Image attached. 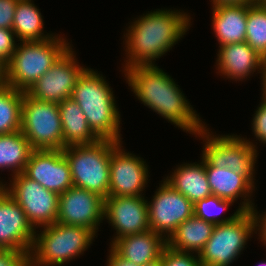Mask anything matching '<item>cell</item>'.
Masks as SVG:
<instances>
[{"mask_svg":"<svg viewBox=\"0 0 266 266\" xmlns=\"http://www.w3.org/2000/svg\"><path fill=\"white\" fill-rule=\"evenodd\" d=\"M123 72L139 101L168 122L192 135L206 127L179 85L159 66H135Z\"/></svg>","mask_w":266,"mask_h":266,"instance_id":"obj_1","label":"cell"},{"mask_svg":"<svg viewBox=\"0 0 266 266\" xmlns=\"http://www.w3.org/2000/svg\"><path fill=\"white\" fill-rule=\"evenodd\" d=\"M190 21V15L180 9H156L135 18L123 37L127 60L122 64V71L135 66L157 65L155 61L184 37L192 25Z\"/></svg>","mask_w":266,"mask_h":266,"instance_id":"obj_2","label":"cell"},{"mask_svg":"<svg viewBox=\"0 0 266 266\" xmlns=\"http://www.w3.org/2000/svg\"><path fill=\"white\" fill-rule=\"evenodd\" d=\"M113 93L105 77L87 67L75 85L71 98L80 106L89 127L100 140L123 142L121 115Z\"/></svg>","mask_w":266,"mask_h":266,"instance_id":"obj_3","label":"cell"},{"mask_svg":"<svg viewBox=\"0 0 266 266\" xmlns=\"http://www.w3.org/2000/svg\"><path fill=\"white\" fill-rule=\"evenodd\" d=\"M58 35L41 41H20L7 62V84L26 92L42 77L71 47Z\"/></svg>","mask_w":266,"mask_h":266,"instance_id":"obj_4","label":"cell"},{"mask_svg":"<svg viewBox=\"0 0 266 266\" xmlns=\"http://www.w3.org/2000/svg\"><path fill=\"white\" fill-rule=\"evenodd\" d=\"M43 230V231H42ZM36 231L29 254L30 266H61L80 257L96 234L85 227L55 222Z\"/></svg>","mask_w":266,"mask_h":266,"instance_id":"obj_5","label":"cell"},{"mask_svg":"<svg viewBox=\"0 0 266 266\" xmlns=\"http://www.w3.org/2000/svg\"><path fill=\"white\" fill-rule=\"evenodd\" d=\"M118 142L99 140L92 144L70 145L62 151L67 159L74 187L109 197L110 156Z\"/></svg>","mask_w":266,"mask_h":266,"instance_id":"obj_6","label":"cell"},{"mask_svg":"<svg viewBox=\"0 0 266 266\" xmlns=\"http://www.w3.org/2000/svg\"><path fill=\"white\" fill-rule=\"evenodd\" d=\"M207 127L206 125L194 136L200 137L205 142L201 155L212 166L227 168L244 175L255 186L254 168L259 154L257 145L240 135H213Z\"/></svg>","mask_w":266,"mask_h":266,"instance_id":"obj_7","label":"cell"},{"mask_svg":"<svg viewBox=\"0 0 266 266\" xmlns=\"http://www.w3.org/2000/svg\"><path fill=\"white\" fill-rule=\"evenodd\" d=\"M253 233L254 218L250 211H242L234 220L215 225L211 237L198 254L200 264L230 266L246 248Z\"/></svg>","mask_w":266,"mask_h":266,"instance_id":"obj_8","label":"cell"},{"mask_svg":"<svg viewBox=\"0 0 266 266\" xmlns=\"http://www.w3.org/2000/svg\"><path fill=\"white\" fill-rule=\"evenodd\" d=\"M21 132L34 150H63L58 104L37 100L24 92Z\"/></svg>","mask_w":266,"mask_h":266,"instance_id":"obj_9","label":"cell"},{"mask_svg":"<svg viewBox=\"0 0 266 266\" xmlns=\"http://www.w3.org/2000/svg\"><path fill=\"white\" fill-rule=\"evenodd\" d=\"M1 186L21 206L35 230L56 222L59 205L57 193L45 189L23 172L12 176L9 185L3 183Z\"/></svg>","mask_w":266,"mask_h":266,"instance_id":"obj_10","label":"cell"},{"mask_svg":"<svg viewBox=\"0 0 266 266\" xmlns=\"http://www.w3.org/2000/svg\"><path fill=\"white\" fill-rule=\"evenodd\" d=\"M86 69L79 65L76 53L70 47L26 93L37 100L59 104L71 98L75 85Z\"/></svg>","mask_w":266,"mask_h":266,"instance_id":"obj_11","label":"cell"},{"mask_svg":"<svg viewBox=\"0 0 266 266\" xmlns=\"http://www.w3.org/2000/svg\"><path fill=\"white\" fill-rule=\"evenodd\" d=\"M147 204L150 230L166 240L181 223L194 215V204L164 180Z\"/></svg>","mask_w":266,"mask_h":266,"instance_id":"obj_12","label":"cell"},{"mask_svg":"<svg viewBox=\"0 0 266 266\" xmlns=\"http://www.w3.org/2000/svg\"><path fill=\"white\" fill-rule=\"evenodd\" d=\"M122 143L111 150L109 197L143 196L149 168L144 159L122 148Z\"/></svg>","mask_w":266,"mask_h":266,"instance_id":"obj_13","label":"cell"},{"mask_svg":"<svg viewBox=\"0 0 266 266\" xmlns=\"http://www.w3.org/2000/svg\"><path fill=\"white\" fill-rule=\"evenodd\" d=\"M103 220L104 198L97 193L72 186L59 195L56 222L82 226L97 235Z\"/></svg>","mask_w":266,"mask_h":266,"instance_id":"obj_14","label":"cell"},{"mask_svg":"<svg viewBox=\"0 0 266 266\" xmlns=\"http://www.w3.org/2000/svg\"><path fill=\"white\" fill-rule=\"evenodd\" d=\"M145 196H118L104 199V219L116 230L110 246L127 235L150 229Z\"/></svg>","mask_w":266,"mask_h":266,"instance_id":"obj_15","label":"cell"},{"mask_svg":"<svg viewBox=\"0 0 266 266\" xmlns=\"http://www.w3.org/2000/svg\"><path fill=\"white\" fill-rule=\"evenodd\" d=\"M35 233L24 210L0 186V249L30 254Z\"/></svg>","mask_w":266,"mask_h":266,"instance_id":"obj_16","label":"cell"},{"mask_svg":"<svg viewBox=\"0 0 266 266\" xmlns=\"http://www.w3.org/2000/svg\"><path fill=\"white\" fill-rule=\"evenodd\" d=\"M23 173L58 195L73 186L70 166L62 150H33Z\"/></svg>","mask_w":266,"mask_h":266,"instance_id":"obj_17","label":"cell"},{"mask_svg":"<svg viewBox=\"0 0 266 266\" xmlns=\"http://www.w3.org/2000/svg\"><path fill=\"white\" fill-rule=\"evenodd\" d=\"M216 69L221 76L234 81H243L254 72L263 73L266 60L245 41L220 46ZM243 79V80H242Z\"/></svg>","mask_w":266,"mask_h":266,"instance_id":"obj_18","label":"cell"},{"mask_svg":"<svg viewBox=\"0 0 266 266\" xmlns=\"http://www.w3.org/2000/svg\"><path fill=\"white\" fill-rule=\"evenodd\" d=\"M205 171L212 195L220 197L233 203L241 198V211H250L255 203L252 201V194L255 186L244 176L237 174L230 169L217 168L212 166L205 159Z\"/></svg>","mask_w":266,"mask_h":266,"instance_id":"obj_19","label":"cell"},{"mask_svg":"<svg viewBox=\"0 0 266 266\" xmlns=\"http://www.w3.org/2000/svg\"><path fill=\"white\" fill-rule=\"evenodd\" d=\"M166 245L167 240L161 234L149 229L117 239L110 247L122 258L143 266L159 259Z\"/></svg>","mask_w":266,"mask_h":266,"instance_id":"obj_20","label":"cell"},{"mask_svg":"<svg viewBox=\"0 0 266 266\" xmlns=\"http://www.w3.org/2000/svg\"><path fill=\"white\" fill-rule=\"evenodd\" d=\"M212 9V27L219 47L244 42L248 4H219L213 5Z\"/></svg>","mask_w":266,"mask_h":266,"instance_id":"obj_21","label":"cell"},{"mask_svg":"<svg viewBox=\"0 0 266 266\" xmlns=\"http://www.w3.org/2000/svg\"><path fill=\"white\" fill-rule=\"evenodd\" d=\"M201 160L199 163L193 162L178 165L170 176H166L163 179L193 204L212 195L205 171V158L201 156Z\"/></svg>","mask_w":266,"mask_h":266,"instance_id":"obj_22","label":"cell"},{"mask_svg":"<svg viewBox=\"0 0 266 266\" xmlns=\"http://www.w3.org/2000/svg\"><path fill=\"white\" fill-rule=\"evenodd\" d=\"M63 130V149L70 145L96 143L100 139L92 132L80 106L72 99L58 104Z\"/></svg>","mask_w":266,"mask_h":266,"instance_id":"obj_23","label":"cell"},{"mask_svg":"<svg viewBox=\"0 0 266 266\" xmlns=\"http://www.w3.org/2000/svg\"><path fill=\"white\" fill-rule=\"evenodd\" d=\"M214 226L193 215L170 235L167 246L177 251L199 254L211 237Z\"/></svg>","mask_w":266,"mask_h":266,"instance_id":"obj_24","label":"cell"},{"mask_svg":"<svg viewBox=\"0 0 266 266\" xmlns=\"http://www.w3.org/2000/svg\"><path fill=\"white\" fill-rule=\"evenodd\" d=\"M44 22L40 10L32 0H18L12 30L16 40L20 41H41L50 39L56 34H44Z\"/></svg>","mask_w":266,"mask_h":266,"instance_id":"obj_25","label":"cell"},{"mask_svg":"<svg viewBox=\"0 0 266 266\" xmlns=\"http://www.w3.org/2000/svg\"><path fill=\"white\" fill-rule=\"evenodd\" d=\"M33 150L21 130L0 135V170H12L11 176L24 172Z\"/></svg>","mask_w":266,"mask_h":266,"instance_id":"obj_26","label":"cell"},{"mask_svg":"<svg viewBox=\"0 0 266 266\" xmlns=\"http://www.w3.org/2000/svg\"><path fill=\"white\" fill-rule=\"evenodd\" d=\"M24 91L12 86L0 88V135L21 130Z\"/></svg>","mask_w":266,"mask_h":266,"instance_id":"obj_27","label":"cell"},{"mask_svg":"<svg viewBox=\"0 0 266 266\" xmlns=\"http://www.w3.org/2000/svg\"><path fill=\"white\" fill-rule=\"evenodd\" d=\"M245 42L266 60V8L248 3Z\"/></svg>","mask_w":266,"mask_h":266,"instance_id":"obj_28","label":"cell"},{"mask_svg":"<svg viewBox=\"0 0 266 266\" xmlns=\"http://www.w3.org/2000/svg\"><path fill=\"white\" fill-rule=\"evenodd\" d=\"M232 205V201L224 200L215 195H211L194 203V216L214 225L227 223L234 220L242 212L238 208L233 215L221 218V212L223 213L225 209H229Z\"/></svg>","mask_w":266,"mask_h":266,"instance_id":"obj_29","label":"cell"},{"mask_svg":"<svg viewBox=\"0 0 266 266\" xmlns=\"http://www.w3.org/2000/svg\"><path fill=\"white\" fill-rule=\"evenodd\" d=\"M162 266H202L198 254L174 250L167 245L161 254Z\"/></svg>","mask_w":266,"mask_h":266,"instance_id":"obj_30","label":"cell"},{"mask_svg":"<svg viewBox=\"0 0 266 266\" xmlns=\"http://www.w3.org/2000/svg\"><path fill=\"white\" fill-rule=\"evenodd\" d=\"M252 132L254 133V139L266 144V101L261 100L258 108L256 109L252 119Z\"/></svg>","mask_w":266,"mask_h":266,"instance_id":"obj_31","label":"cell"},{"mask_svg":"<svg viewBox=\"0 0 266 266\" xmlns=\"http://www.w3.org/2000/svg\"><path fill=\"white\" fill-rule=\"evenodd\" d=\"M16 35L12 29L0 28V58L5 62L11 59V56L17 48Z\"/></svg>","mask_w":266,"mask_h":266,"instance_id":"obj_32","label":"cell"},{"mask_svg":"<svg viewBox=\"0 0 266 266\" xmlns=\"http://www.w3.org/2000/svg\"><path fill=\"white\" fill-rule=\"evenodd\" d=\"M0 266H30L29 254L13 249H0Z\"/></svg>","mask_w":266,"mask_h":266,"instance_id":"obj_33","label":"cell"},{"mask_svg":"<svg viewBox=\"0 0 266 266\" xmlns=\"http://www.w3.org/2000/svg\"><path fill=\"white\" fill-rule=\"evenodd\" d=\"M18 0H0V28L12 29Z\"/></svg>","mask_w":266,"mask_h":266,"instance_id":"obj_34","label":"cell"},{"mask_svg":"<svg viewBox=\"0 0 266 266\" xmlns=\"http://www.w3.org/2000/svg\"><path fill=\"white\" fill-rule=\"evenodd\" d=\"M250 212L254 218L255 234L259 232L258 233L259 234L258 236L260 237L259 239L266 247V211L263 212L262 214H259L256 207L253 206Z\"/></svg>","mask_w":266,"mask_h":266,"instance_id":"obj_35","label":"cell"},{"mask_svg":"<svg viewBox=\"0 0 266 266\" xmlns=\"http://www.w3.org/2000/svg\"><path fill=\"white\" fill-rule=\"evenodd\" d=\"M109 248L110 250L107 258V266H138L132 261H129L119 256L111 247Z\"/></svg>","mask_w":266,"mask_h":266,"instance_id":"obj_36","label":"cell"},{"mask_svg":"<svg viewBox=\"0 0 266 266\" xmlns=\"http://www.w3.org/2000/svg\"><path fill=\"white\" fill-rule=\"evenodd\" d=\"M7 85V62L0 58V88Z\"/></svg>","mask_w":266,"mask_h":266,"instance_id":"obj_37","label":"cell"},{"mask_svg":"<svg viewBox=\"0 0 266 266\" xmlns=\"http://www.w3.org/2000/svg\"><path fill=\"white\" fill-rule=\"evenodd\" d=\"M257 0H211L210 2L213 5H219V4H248V3H254Z\"/></svg>","mask_w":266,"mask_h":266,"instance_id":"obj_38","label":"cell"},{"mask_svg":"<svg viewBox=\"0 0 266 266\" xmlns=\"http://www.w3.org/2000/svg\"><path fill=\"white\" fill-rule=\"evenodd\" d=\"M261 78H262V84L263 85L262 87V98L261 99H264L266 101V64L264 66V69H263V73L261 74Z\"/></svg>","mask_w":266,"mask_h":266,"instance_id":"obj_39","label":"cell"},{"mask_svg":"<svg viewBox=\"0 0 266 266\" xmlns=\"http://www.w3.org/2000/svg\"><path fill=\"white\" fill-rule=\"evenodd\" d=\"M143 266H162L161 257L159 259L155 260V261H152L150 263H146Z\"/></svg>","mask_w":266,"mask_h":266,"instance_id":"obj_40","label":"cell"},{"mask_svg":"<svg viewBox=\"0 0 266 266\" xmlns=\"http://www.w3.org/2000/svg\"><path fill=\"white\" fill-rule=\"evenodd\" d=\"M257 2L264 8H266V0H257Z\"/></svg>","mask_w":266,"mask_h":266,"instance_id":"obj_41","label":"cell"},{"mask_svg":"<svg viewBox=\"0 0 266 266\" xmlns=\"http://www.w3.org/2000/svg\"><path fill=\"white\" fill-rule=\"evenodd\" d=\"M257 266H266V261L259 263Z\"/></svg>","mask_w":266,"mask_h":266,"instance_id":"obj_42","label":"cell"}]
</instances>
